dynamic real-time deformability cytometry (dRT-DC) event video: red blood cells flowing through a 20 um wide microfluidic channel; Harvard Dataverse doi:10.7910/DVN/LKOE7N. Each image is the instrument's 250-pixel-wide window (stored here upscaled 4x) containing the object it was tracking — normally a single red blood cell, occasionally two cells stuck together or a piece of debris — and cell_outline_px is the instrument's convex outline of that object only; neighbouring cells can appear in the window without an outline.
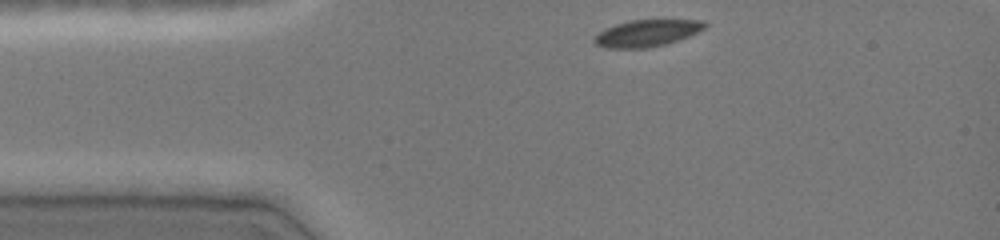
{"species": "common noctule bat (a hibernating species)", "species_latin": "Nyctalus noctula", "temperature_condition": "cold", "stored_images_in_passage": 33, "camera_frame_rate_fps": 3000, "um_per_image_px": 0.085, "animal": {"sex": "female", "body_mass_g": 19.0, "forearm_length_mm": 51.5}, "frame": {"image": 1, "passage_image": 1, "time_ms": 0.0, "image_size_px": [1000, 240], "cell_outline_px": [[708, 24], [704, 28], [680, 40], [668, 44], [648, 48], [604, 48], [596, 44], [592, 40], [604, 28], [628, 20], [704, 20]], "centroid_in_image_um": [54.98, 2.82], "position_along_channel_um": 30.0, "area_um2": 17.34}}
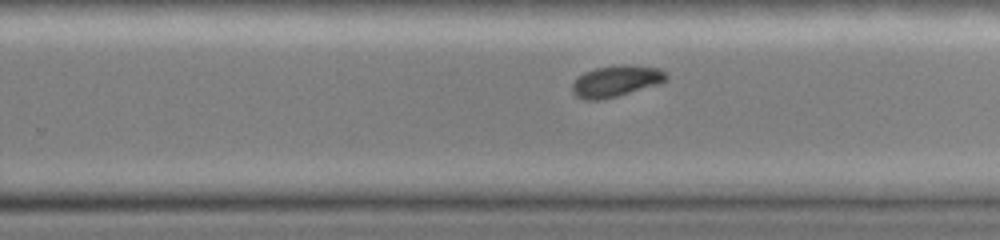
{"frame": {"image": 2, "passage_image": 22, "time_ms": 7.0, "image_size_px": [1000, 240], "cell_outline_px": [[668, 80], [660, 84], [616, 96], [600, 100], [584, 100], [576, 96], [572, 92], [572, 84], [584, 72], [596, 68], [624, 64], [632, 64], [660, 68], [668, 76]], "centroid_in_image_um": [52.4, 6.89], "position_along_channel_um": 277.4, "area_um2": 17.22}}
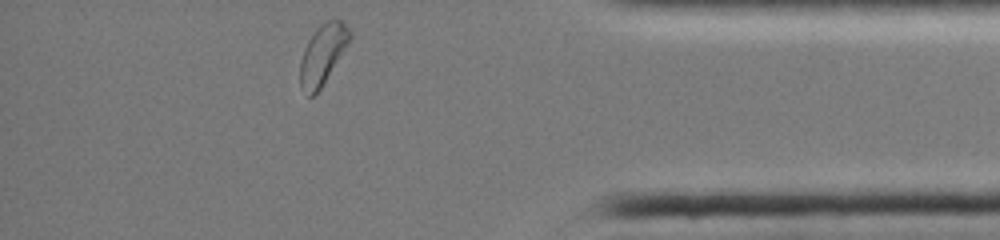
{"frame": {"image": 3, "passage_image": 33, "time_ms": 10.667, "image_size_px": [1000, 240], "cell_outline_px": [[352, 36], [348, 44], [320, 88], [312, 96], [308, 96], [300, 88], [300, 60], [304, 48], [308, 40], [316, 28], [320, 24], [328, 20], [340, 20], [352, 32]], "centroid_in_image_um": [27.41, 4.61], "position_along_channel_um": 407.8, "area_um2": 17.11}, "authors_computed_cell_mechanics": {"area_um2": 18.1492, "velocity_mm_per_s": 4.0447, "shape_relaxation_time_tau1_ms": 1.2816, "shape_relaxation_time_tau2_ms": null, "deformation_change_tau1": 0.057, "deformation_change_tau2": null}}